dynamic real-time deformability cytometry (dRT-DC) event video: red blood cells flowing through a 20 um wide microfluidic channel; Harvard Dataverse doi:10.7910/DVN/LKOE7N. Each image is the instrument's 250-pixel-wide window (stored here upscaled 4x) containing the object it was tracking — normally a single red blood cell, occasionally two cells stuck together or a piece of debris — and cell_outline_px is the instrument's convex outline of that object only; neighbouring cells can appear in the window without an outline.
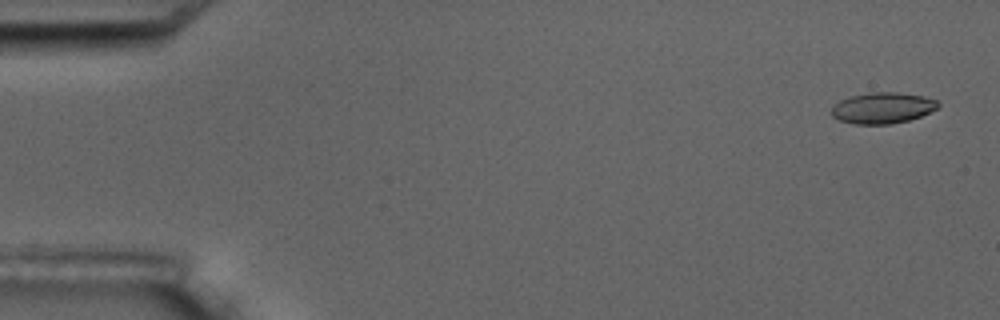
{"species": "common noctule bat (a hibernating species)", "species_latin": "Nyctalus noctula", "temperature_condition": "room temperature", "stored_images_in_passage": 5, "camera_frame_rate_fps": 3000, "um_per_image_px": 0.085, "animal": {"sex": "male", "body_mass_g": 17.5, "forearm_length_mm": 52.3}, "frame": {"image": 1, "passage_image": 1, "time_ms": 0.0, "image_size_px": [1000, 320], "cell_outline_px": [[940, 104], [936, 108], [920, 116], [908, 120], [892, 124], [852, 124], [840, 120], [832, 116], [832, 104], [840, 100], [852, 96], [868, 92], [896, 92], [924, 96], [936, 100]], "centroid_in_image_um": [74.98, 9.17], "position_along_channel_um": 10.0, "area_um2": 19.25}}
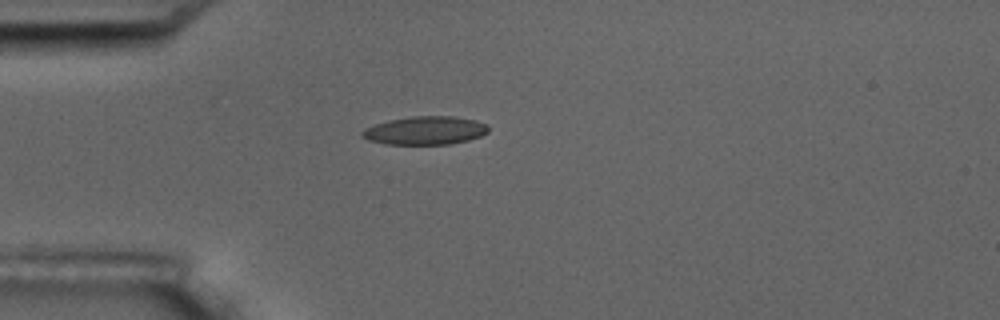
{"frame": {"image": 2, "passage_image": 4, "time_ms": 4.333, "image_size_px": [1000, 320], "cell_outline_px": [[488, 132], [480, 136], [468, 140], [448, 144], [384, 144], [368, 140], [360, 136], [360, 132], [364, 128], [388, 120], [412, 116], [452, 116], [476, 120], [488, 124]], "centroid_in_image_um": [36.12, 11.09], "position_along_channel_um": 48.9, "area_um2": 20.92}}